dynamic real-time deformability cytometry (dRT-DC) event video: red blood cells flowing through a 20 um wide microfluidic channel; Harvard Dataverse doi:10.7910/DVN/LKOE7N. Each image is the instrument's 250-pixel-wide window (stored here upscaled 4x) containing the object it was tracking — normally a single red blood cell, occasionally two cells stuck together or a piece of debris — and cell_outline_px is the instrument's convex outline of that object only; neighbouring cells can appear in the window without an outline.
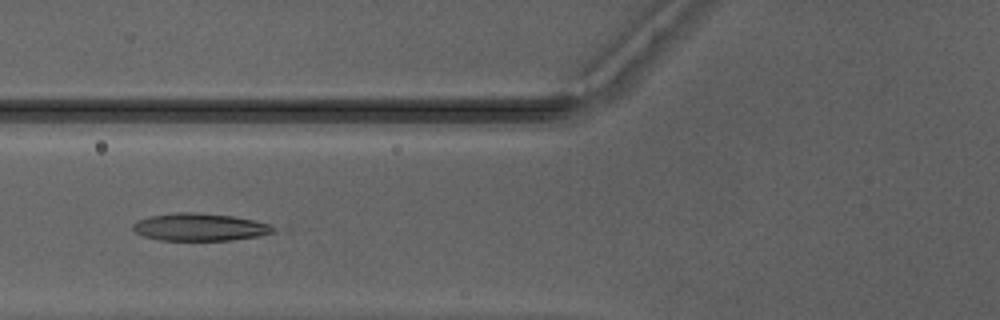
{"species": "Egyptian fruit bat (a non-hibernating species)", "species_latin": "Rousettus aegyptiacus", "temperature_condition": "warm", "stored_images_in_passage": 34, "camera_frame_rate_fps": 3000, "um_per_image_px": 0.085, "animal": {"sex": "male"}, "frame": {"image": 1, "passage_image": 5, "time_ms": 1.333, "image_size_px": [1000, 320], "cell_outline_px": [[292, 228], [260, 236], [228, 240], [160, 240], [144, 236], [136, 232], [132, 228], [132, 224], [136, 220], [148, 216], [176, 212], [196, 212], [232, 216]], "centroid_in_image_um": [17.12, 19.3], "position_along_channel_um": 108.7, "area_um2": 23.12}}
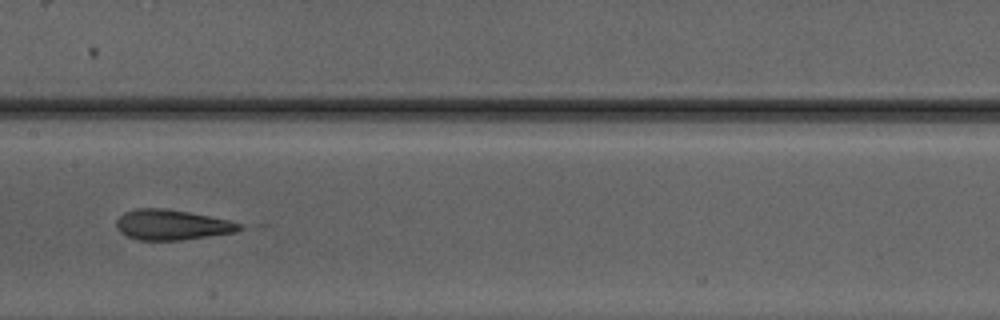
{"frame": {"image": 2, "passage_image": 11, "time_ms": 3.333, "image_size_px": [1000, 320], "cell_outline_px": [[244, 228], [236, 232], [184, 240], [136, 240], [120, 232], [116, 228], [116, 220], [124, 212], [136, 208], [164, 208], [188, 212], [228, 220], [240, 224]], "centroid_in_image_um": [14.58, 19.11], "position_along_channel_um": 192.8, "area_um2": 21.73}}
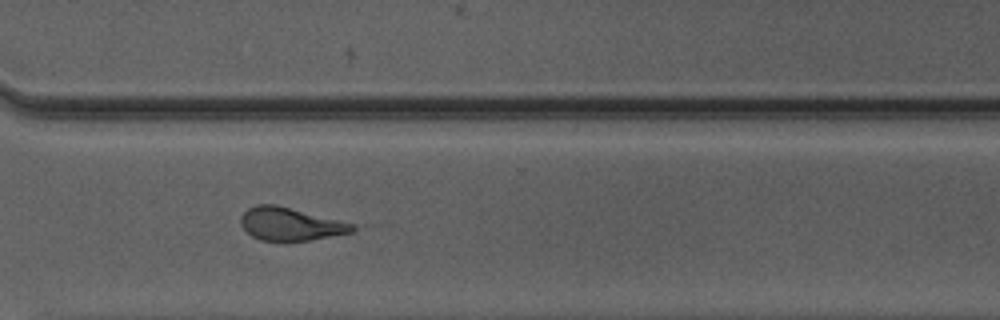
{"frame": {"image": 3, "passage_image": 22, "time_ms": 7.0, "image_size_px": [1000, 320], "cell_outline_px": [[364, 228], [352, 232], [308, 240], [260, 240], [252, 236], [240, 224], [240, 216], [248, 208], [256, 204], [276, 204], [352, 224]], "centroid_in_image_um": [24.67, 19.03], "position_along_channel_um": 345.9, "area_um2": 21.15}, "authors_computed_cell_mechanics": {"area_um2": 21.7039, "velocity_mm_per_s": 4.2055, "shape_relaxation_time_tau1_ms": 9.2654, "shape_relaxation_time_tau2_ms": 1.4215, "deformation_change_tau1": 0.3028, "deformation_change_tau2": 0.124}}